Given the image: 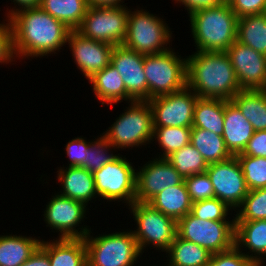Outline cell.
Instances as JSON below:
<instances>
[{
  "mask_svg": "<svg viewBox=\"0 0 266 266\" xmlns=\"http://www.w3.org/2000/svg\"><path fill=\"white\" fill-rule=\"evenodd\" d=\"M235 246L257 266H266V220L235 221Z\"/></svg>",
  "mask_w": 266,
  "mask_h": 266,
  "instance_id": "d6986e66",
  "label": "cell"
},
{
  "mask_svg": "<svg viewBox=\"0 0 266 266\" xmlns=\"http://www.w3.org/2000/svg\"><path fill=\"white\" fill-rule=\"evenodd\" d=\"M231 101L255 131L266 130V90H241Z\"/></svg>",
  "mask_w": 266,
  "mask_h": 266,
  "instance_id": "484cf974",
  "label": "cell"
},
{
  "mask_svg": "<svg viewBox=\"0 0 266 266\" xmlns=\"http://www.w3.org/2000/svg\"><path fill=\"white\" fill-rule=\"evenodd\" d=\"M67 43L76 67L87 80L111 63L114 46L108 43L84 38L76 30L69 33Z\"/></svg>",
  "mask_w": 266,
  "mask_h": 266,
  "instance_id": "ac0fdd59",
  "label": "cell"
},
{
  "mask_svg": "<svg viewBox=\"0 0 266 266\" xmlns=\"http://www.w3.org/2000/svg\"><path fill=\"white\" fill-rule=\"evenodd\" d=\"M206 266H257L235 245L226 251L212 254Z\"/></svg>",
  "mask_w": 266,
  "mask_h": 266,
  "instance_id": "f35d334b",
  "label": "cell"
},
{
  "mask_svg": "<svg viewBox=\"0 0 266 266\" xmlns=\"http://www.w3.org/2000/svg\"><path fill=\"white\" fill-rule=\"evenodd\" d=\"M177 235L212 254L223 252L235 245V216L230 221H203L188 213L177 221Z\"/></svg>",
  "mask_w": 266,
  "mask_h": 266,
  "instance_id": "9c48e42d",
  "label": "cell"
},
{
  "mask_svg": "<svg viewBox=\"0 0 266 266\" xmlns=\"http://www.w3.org/2000/svg\"><path fill=\"white\" fill-rule=\"evenodd\" d=\"M187 87L199 98L231 99L241 91L226 52L196 51L186 56Z\"/></svg>",
  "mask_w": 266,
  "mask_h": 266,
  "instance_id": "7a4b0ae2",
  "label": "cell"
},
{
  "mask_svg": "<svg viewBox=\"0 0 266 266\" xmlns=\"http://www.w3.org/2000/svg\"><path fill=\"white\" fill-rule=\"evenodd\" d=\"M224 3H229L231 0H222Z\"/></svg>",
  "mask_w": 266,
  "mask_h": 266,
  "instance_id": "c3c4849f",
  "label": "cell"
},
{
  "mask_svg": "<svg viewBox=\"0 0 266 266\" xmlns=\"http://www.w3.org/2000/svg\"><path fill=\"white\" fill-rule=\"evenodd\" d=\"M224 112L225 100L198 98L194 109L192 127L209 130L222 136Z\"/></svg>",
  "mask_w": 266,
  "mask_h": 266,
  "instance_id": "4316f807",
  "label": "cell"
},
{
  "mask_svg": "<svg viewBox=\"0 0 266 266\" xmlns=\"http://www.w3.org/2000/svg\"><path fill=\"white\" fill-rule=\"evenodd\" d=\"M249 190L266 188V158L236 155Z\"/></svg>",
  "mask_w": 266,
  "mask_h": 266,
  "instance_id": "e575fe53",
  "label": "cell"
},
{
  "mask_svg": "<svg viewBox=\"0 0 266 266\" xmlns=\"http://www.w3.org/2000/svg\"><path fill=\"white\" fill-rule=\"evenodd\" d=\"M40 246L48 253L51 266H87L84 238L42 239Z\"/></svg>",
  "mask_w": 266,
  "mask_h": 266,
  "instance_id": "7402d4cb",
  "label": "cell"
},
{
  "mask_svg": "<svg viewBox=\"0 0 266 266\" xmlns=\"http://www.w3.org/2000/svg\"><path fill=\"white\" fill-rule=\"evenodd\" d=\"M14 61L11 25L9 19H6L0 23V63L7 65Z\"/></svg>",
  "mask_w": 266,
  "mask_h": 266,
  "instance_id": "60d3db41",
  "label": "cell"
},
{
  "mask_svg": "<svg viewBox=\"0 0 266 266\" xmlns=\"http://www.w3.org/2000/svg\"><path fill=\"white\" fill-rule=\"evenodd\" d=\"M10 1L13 2L12 4H14V7L12 9L10 8V10L7 11L8 13H5L6 19H9L12 15H14L16 12L20 10L39 7L41 2V0H13V1L10 0Z\"/></svg>",
  "mask_w": 266,
  "mask_h": 266,
  "instance_id": "bcb514c9",
  "label": "cell"
},
{
  "mask_svg": "<svg viewBox=\"0 0 266 266\" xmlns=\"http://www.w3.org/2000/svg\"><path fill=\"white\" fill-rule=\"evenodd\" d=\"M172 32L165 20L156 14L143 8L129 10L127 33L122 45L143 55L162 53L171 48Z\"/></svg>",
  "mask_w": 266,
  "mask_h": 266,
  "instance_id": "5b68a950",
  "label": "cell"
},
{
  "mask_svg": "<svg viewBox=\"0 0 266 266\" xmlns=\"http://www.w3.org/2000/svg\"><path fill=\"white\" fill-rule=\"evenodd\" d=\"M190 144L201 153L207 164L217 163L232 156L223 137L209 130L192 127Z\"/></svg>",
  "mask_w": 266,
  "mask_h": 266,
  "instance_id": "f546056e",
  "label": "cell"
},
{
  "mask_svg": "<svg viewBox=\"0 0 266 266\" xmlns=\"http://www.w3.org/2000/svg\"><path fill=\"white\" fill-rule=\"evenodd\" d=\"M183 179L194 174H202L208 168L201 153L191 144L184 146L166 158Z\"/></svg>",
  "mask_w": 266,
  "mask_h": 266,
  "instance_id": "d6a6232c",
  "label": "cell"
},
{
  "mask_svg": "<svg viewBox=\"0 0 266 266\" xmlns=\"http://www.w3.org/2000/svg\"><path fill=\"white\" fill-rule=\"evenodd\" d=\"M13 54L18 59L57 54L72 31L40 7L23 9L9 18Z\"/></svg>",
  "mask_w": 266,
  "mask_h": 266,
  "instance_id": "6da1fadb",
  "label": "cell"
},
{
  "mask_svg": "<svg viewBox=\"0 0 266 266\" xmlns=\"http://www.w3.org/2000/svg\"><path fill=\"white\" fill-rule=\"evenodd\" d=\"M89 6H122L123 0H86Z\"/></svg>",
  "mask_w": 266,
  "mask_h": 266,
  "instance_id": "7dc6e473",
  "label": "cell"
},
{
  "mask_svg": "<svg viewBox=\"0 0 266 266\" xmlns=\"http://www.w3.org/2000/svg\"><path fill=\"white\" fill-rule=\"evenodd\" d=\"M92 144V140L89 142L86 138L75 137L70 140L66 146L65 151L68 156L69 167H84V160L86 158V151L89 149Z\"/></svg>",
  "mask_w": 266,
  "mask_h": 266,
  "instance_id": "ab89813d",
  "label": "cell"
},
{
  "mask_svg": "<svg viewBox=\"0 0 266 266\" xmlns=\"http://www.w3.org/2000/svg\"><path fill=\"white\" fill-rule=\"evenodd\" d=\"M125 6H89L76 31L84 38L112 46L122 45L127 33L130 10Z\"/></svg>",
  "mask_w": 266,
  "mask_h": 266,
  "instance_id": "30bf717a",
  "label": "cell"
},
{
  "mask_svg": "<svg viewBox=\"0 0 266 266\" xmlns=\"http://www.w3.org/2000/svg\"><path fill=\"white\" fill-rule=\"evenodd\" d=\"M229 5L238 18L266 11V0H231Z\"/></svg>",
  "mask_w": 266,
  "mask_h": 266,
  "instance_id": "b9f144b4",
  "label": "cell"
},
{
  "mask_svg": "<svg viewBox=\"0 0 266 266\" xmlns=\"http://www.w3.org/2000/svg\"><path fill=\"white\" fill-rule=\"evenodd\" d=\"M237 41L266 55V14L238 18Z\"/></svg>",
  "mask_w": 266,
  "mask_h": 266,
  "instance_id": "4dcf8cb0",
  "label": "cell"
},
{
  "mask_svg": "<svg viewBox=\"0 0 266 266\" xmlns=\"http://www.w3.org/2000/svg\"><path fill=\"white\" fill-rule=\"evenodd\" d=\"M144 72L148 86V100L171 94L187 86L186 57L172 47L162 53L144 56Z\"/></svg>",
  "mask_w": 266,
  "mask_h": 266,
  "instance_id": "ba28073f",
  "label": "cell"
},
{
  "mask_svg": "<svg viewBox=\"0 0 266 266\" xmlns=\"http://www.w3.org/2000/svg\"><path fill=\"white\" fill-rule=\"evenodd\" d=\"M21 266H51L49 255L39 246Z\"/></svg>",
  "mask_w": 266,
  "mask_h": 266,
  "instance_id": "f6af8a7d",
  "label": "cell"
},
{
  "mask_svg": "<svg viewBox=\"0 0 266 266\" xmlns=\"http://www.w3.org/2000/svg\"><path fill=\"white\" fill-rule=\"evenodd\" d=\"M41 241L26 235H0V266H21L36 251Z\"/></svg>",
  "mask_w": 266,
  "mask_h": 266,
  "instance_id": "cb8c5ba5",
  "label": "cell"
},
{
  "mask_svg": "<svg viewBox=\"0 0 266 266\" xmlns=\"http://www.w3.org/2000/svg\"><path fill=\"white\" fill-rule=\"evenodd\" d=\"M39 7L75 31L82 24L89 5L86 0H41Z\"/></svg>",
  "mask_w": 266,
  "mask_h": 266,
  "instance_id": "f1b7e54d",
  "label": "cell"
},
{
  "mask_svg": "<svg viewBox=\"0 0 266 266\" xmlns=\"http://www.w3.org/2000/svg\"><path fill=\"white\" fill-rule=\"evenodd\" d=\"M238 155L266 158V130L255 131L242 153Z\"/></svg>",
  "mask_w": 266,
  "mask_h": 266,
  "instance_id": "7bdbcfd3",
  "label": "cell"
},
{
  "mask_svg": "<svg viewBox=\"0 0 266 266\" xmlns=\"http://www.w3.org/2000/svg\"><path fill=\"white\" fill-rule=\"evenodd\" d=\"M165 253H169L166 266H206L212 256L207 249L178 235Z\"/></svg>",
  "mask_w": 266,
  "mask_h": 266,
  "instance_id": "83f0119b",
  "label": "cell"
},
{
  "mask_svg": "<svg viewBox=\"0 0 266 266\" xmlns=\"http://www.w3.org/2000/svg\"><path fill=\"white\" fill-rule=\"evenodd\" d=\"M49 200L42 215L46 227L60 232L57 238H84L90 232L89 226L81 225L88 212L85 204L58 193Z\"/></svg>",
  "mask_w": 266,
  "mask_h": 266,
  "instance_id": "7c38bea8",
  "label": "cell"
},
{
  "mask_svg": "<svg viewBox=\"0 0 266 266\" xmlns=\"http://www.w3.org/2000/svg\"><path fill=\"white\" fill-rule=\"evenodd\" d=\"M232 210L218 198L207 199L192 203L190 213L201 220L227 221Z\"/></svg>",
  "mask_w": 266,
  "mask_h": 266,
  "instance_id": "8d00e7d4",
  "label": "cell"
},
{
  "mask_svg": "<svg viewBox=\"0 0 266 266\" xmlns=\"http://www.w3.org/2000/svg\"><path fill=\"white\" fill-rule=\"evenodd\" d=\"M175 3L184 5V9L188 12V16L202 9L215 7L223 3L222 0H174Z\"/></svg>",
  "mask_w": 266,
  "mask_h": 266,
  "instance_id": "ee69618b",
  "label": "cell"
},
{
  "mask_svg": "<svg viewBox=\"0 0 266 266\" xmlns=\"http://www.w3.org/2000/svg\"><path fill=\"white\" fill-rule=\"evenodd\" d=\"M136 223L132 233L143 254L146 247L166 252L177 235V221L164 215L148 202H134L128 208Z\"/></svg>",
  "mask_w": 266,
  "mask_h": 266,
  "instance_id": "52a82bcc",
  "label": "cell"
},
{
  "mask_svg": "<svg viewBox=\"0 0 266 266\" xmlns=\"http://www.w3.org/2000/svg\"><path fill=\"white\" fill-rule=\"evenodd\" d=\"M226 53L242 90H266V55L237 40Z\"/></svg>",
  "mask_w": 266,
  "mask_h": 266,
  "instance_id": "e0dca14e",
  "label": "cell"
},
{
  "mask_svg": "<svg viewBox=\"0 0 266 266\" xmlns=\"http://www.w3.org/2000/svg\"><path fill=\"white\" fill-rule=\"evenodd\" d=\"M184 182L192 203L215 198L213 185L206 172L189 176Z\"/></svg>",
  "mask_w": 266,
  "mask_h": 266,
  "instance_id": "74e56055",
  "label": "cell"
},
{
  "mask_svg": "<svg viewBox=\"0 0 266 266\" xmlns=\"http://www.w3.org/2000/svg\"><path fill=\"white\" fill-rule=\"evenodd\" d=\"M66 168V169H65ZM57 171V179L61 182V190L58 194L82 202L88 206L89 201L96 199L97 192L92 172L83 167H65Z\"/></svg>",
  "mask_w": 266,
  "mask_h": 266,
  "instance_id": "ffe728a7",
  "label": "cell"
},
{
  "mask_svg": "<svg viewBox=\"0 0 266 266\" xmlns=\"http://www.w3.org/2000/svg\"><path fill=\"white\" fill-rule=\"evenodd\" d=\"M89 83L93 87L95 97L108 105L126 101V89L117 69L110 63L101 71L96 72Z\"/></svg>",
  "mask_w": 266,
  "mask_h": 266,
  "instance_id": "603a6c76",
  "label": "cell"
},
{
  "mask_svg": "<svg viewBox=\"0 0 266 266\" xmlns=\"http://www.w3.org/2000/svg\"><path fill=\"white\" fill-rule=\"evenodd\" d=\"M144 56L123 45L114 46L111 64L117 69L126 89V102L148 101Z\"/></svg>",
  "mask_w": 266,
  "mask_h": 266,
  "instance_id": "2e32d148",
  "label": "cell"
},
{
  "mask_svg": "<svg viewBox=\"0 0 266 266\" xmlns=\"http://www.w3.org/2000/svg\"><path fill=\"white\" fill-rule=\"evenodd\" d=\"M255 130L252 124L242 115V112L232 102L225 100L223 139L232 156L244 150Z\"/></svg>",
  "mask_w": 266,
  "mask_h": 266,
  "instance_id": "44dd1931",
  "label": "cell"
},
{
  "mask_svg": "<svg viewBox=\"0 0 266 266\" xmlns=\"http://www.w3.org/2000/svg\"><path fill=\"white\" fill-rule=\"evenodd\" d=\"M198 98L186 86L180 91L149 99L153 128L192 127L194 109Z\"/></svg>",
  "mask_w": 266,
  "mask_h": 266,
  "instance_id": "4fadbf2b",
  "label": "cell"
},
{
  "mask_svg": "<svg viewBox=\"0 0 266 266\" xmlns=\"http://www.w3.org/2000/svg\"><path fill=\"white\" fill-rule=\"evenodd\" d=\"M125 157L119 153L115 159L92 174L99 199L107 202L122 201L129 207L135 202L136 169Z\"/></svg>",
  "mask_w": 266,
  "mask_h": 266,
  "instance_id": "8fae6325",
  "label": "cell"
},
{
  "mask_svg": "<svg viewBox=\"0 0 266 266\" xmlns=\"http://www.w3.org/2000/svg\"><path fill=\"white\" fill-rule=\"evenodd\" d=\"M205 172L213 185L215 198L236 211L249 193L237 157L231 156L226 160L208 164Z\"/></svg>",
  "mask_w": 266,
  "mask_h": 266,
  "instance_id": "5bb4252c",
  "label": "cell"
},
{
  "mask_svg": "<svg viewBox=\"0 0 266 266\" xmlns=\"http://www.w3.org/2000/svg\"><path fill=\"white\" fill-rule=\"evenodd\" d=\"M92 141L89 149L86 151V158L84 160V167L89 172L100 170L105 164L115 159L119 154H113L116 150L108 140L100 134V137Z\"/></svg>",
  "mask_w": 266,
  "mask_h": 266,
  "instance_id": "d590c367",
  "label": "cell"
},
{
  "mask_svg": "<svg viewBox=\"0 0 266 266\" xmlns=\"http://www.w3.org/2000/svg\"><path fill=\"white\" fill-rule=\"evenodd\" d=\"M148 203L176 221L190 213L192 207V201L184 181L180 185L170 186L159 192Z\"/></svg>",
  "mask_w": 266,
  "mask_h": 266,
  "instance_id": "d4e9b609",
  "label": "cell"
},
{
  "mask_svg": "<svg viewBox=\"0 0 266 266\" xmlns=\"http://www.w3.org/2000/svg\"><path fill=\"white\" fill-rule=\"evenodd\" d=\"M84 237L87 250V266H134L142 253L130 231H119Z\"/></svg>",
  "mask_w": 266,
  "mask_h": 266,
  "instance_id": "8992f818",
  "label": "cell"
},
{
  "mask_svg": "<svg viewBox=\"0 0 266 266\" xmlns=\"http://www.w3.org/2000/svg\"><path fill=\"white\" fill-rule=\"evenodd\" d=\"M192 127H160L154 128L152 142H158L160 152L158 158H167L172 153L190 144Z\"/></svg>",
  "mask_w": 266,
  "mask_h": 266,
  "instance_id": "1f68e13d",
  "label": "cell"
},
{
  "mask_svg": "<svg viewBox=\"0 0 266 266\" xmlns=\"http://www.w3.org/2000/svg\"><path fill=\"white\" fill-rule=\"evenodd\" d=\"M107 131L101 133L117 150L152 143L153 120L148 101H131Z\"/></svg>",
  "mask_w": 266,
  "mask_h": 266,
  "instance_id": "277c9868",
  "label": "cell"
},
{
  "mask_svg": "<svg viewBox=\"0 0 266 266\" xmlns=\"http://www.w3.org/2000/svg\"><path fill=\"white\" fill-rule=\"evenodd\" d=\"M189 21L196 51L226 52L237 40L238 17L229 3L195 11Z\"/></svg>",
  "mask_w": 266,
  "mask_h": 266,
  "instance_id": "3957f363",
  "label": "cell"
},
{
  "mask_svg": "<svg viewBox=\"0 0 266 266\" xmlns=\"http://www.w3.org/2000/svg\"><path fill=\"white\" fill-rule=\"evenodd\" d=\"M236 210L235 221L266 220V188L249 190Z\"/></svg>",
  "mask_w": 266,
  "mask_h": 266,
  "instance_id": "836d02e7",
  "label": "cell"
},
{
  "mask_svg": "<svg viewBox=\"0 0 266 266\" xmlns=\"http://www.w3.org/2000/svg\"><path fill=\"white\" fill-rule=\"evenodd\" d=\"M140 168L136 169L135 202H149L159 192L184 181L166 158H152Z\"/></svg>",
  "mask_w": 266,
  "mask_h": 266,
  "instance_id": "9a60e30c",
  "label": "cell"
}]
</instances>
